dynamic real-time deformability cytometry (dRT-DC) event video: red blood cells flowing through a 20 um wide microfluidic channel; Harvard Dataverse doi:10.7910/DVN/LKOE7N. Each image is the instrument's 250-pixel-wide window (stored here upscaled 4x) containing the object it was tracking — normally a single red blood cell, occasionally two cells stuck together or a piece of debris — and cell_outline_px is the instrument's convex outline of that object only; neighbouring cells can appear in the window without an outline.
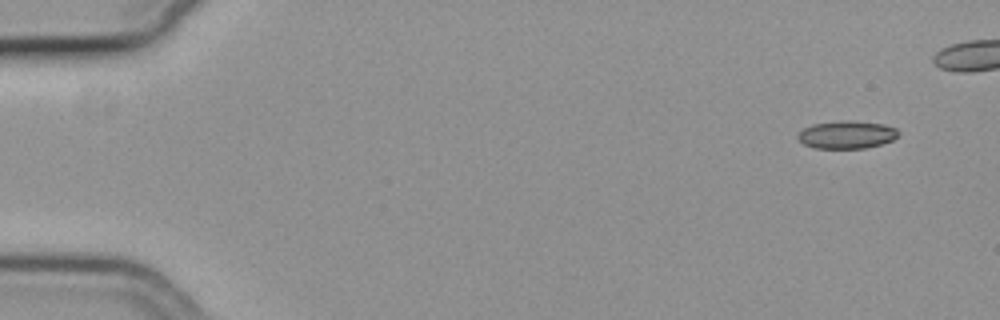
{"species": "common noctule bat (a hibernating species)", "species_latin": "Nyctalus noctula", "temperature_condition": "cold", "stored_images_in_passage": 46, "camera_frame_rate_fps": 3000, "um_per_image_px": 0.085, "animal": {"sex": "female", "body_mass_g": 19.3, "forearm_length_mm": 54.1}, "frame": {"image": 1, "passage_image": 1, "time_ms": 0.0, "image_size_px": [1000, 320], "cell_outline_px": [[900, 132], [892, 140], [880, 144], [864, 148], [816, 148], [804, 144], [796, 136], [804, 128], [812, 124], [840, 120], [852, 120], [884, 124], [896, 128]], "centroid_in_image_um": [71.97, 11.43], "position_along_channel_um": 13.0, "area_um2": 16.24}}
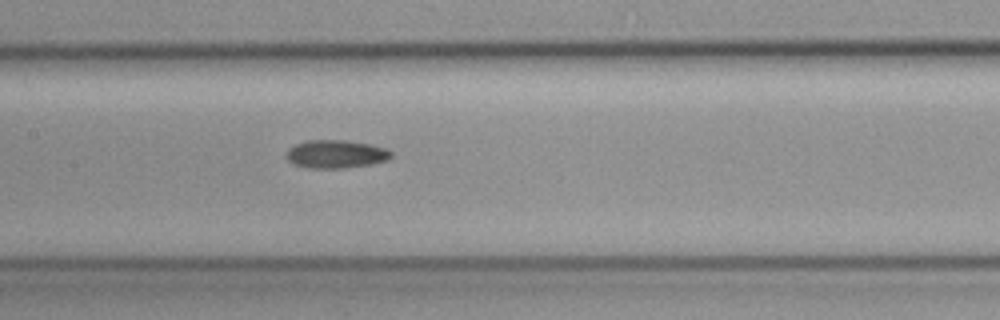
{"frame": {"image": 2, "passage_image": 25, "time_ms": 8.0, "image_size_px": [1000, 320], "cell_outline_px": [[392, 156], [388, 160], [372, 164], [344, 168], [308, 168], [292, 164], [284, 156], [288, 148], [296, 144], [308, 140], [344, 140], [368, 144], [388, 148], [392, 152]], "centroid_in_image_um": [28.54, 13.1], "position_along_channel_um": 178.9, "area_um2": 17.4}}
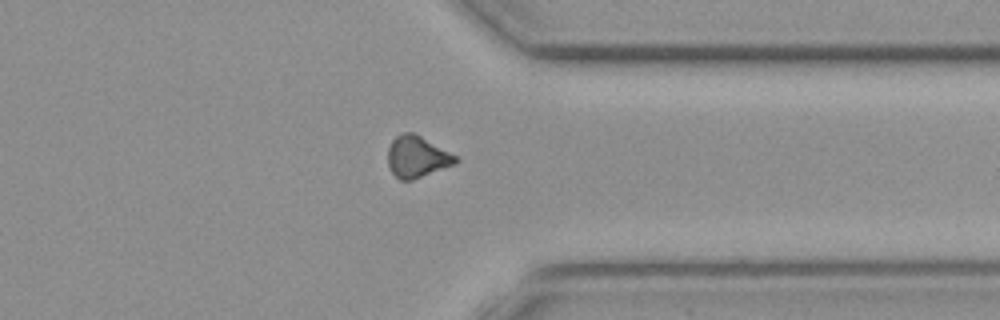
{"frame": {"image": 3, "passage_image": 41, "time_ms": 13.333, "image_size_px": [1000, 320], "cell_outline_px": [[460, 160], [456, 164], [412, 180], [400, 180], [392, 172], [388, 164], [388, 148], [392, 140], [400, 132], [412, 132], [420, 136], [456, 156]], "centroid_in_image_um": [35.43, 13.33], "position_along_channel_um": 376.0, "area_um2": 16.24}}